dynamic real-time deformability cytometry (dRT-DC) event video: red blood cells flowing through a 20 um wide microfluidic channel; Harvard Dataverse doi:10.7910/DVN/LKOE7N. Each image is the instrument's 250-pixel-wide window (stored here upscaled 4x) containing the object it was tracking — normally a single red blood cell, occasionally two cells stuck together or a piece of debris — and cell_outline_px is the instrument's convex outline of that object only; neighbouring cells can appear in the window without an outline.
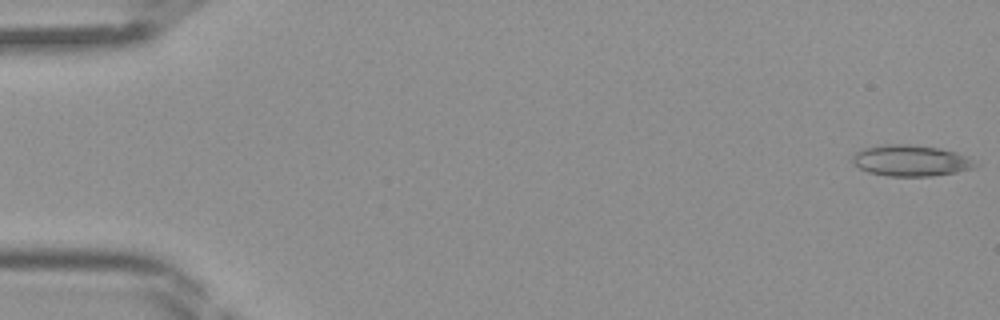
{"species": "Egyptian fruit bat (a non-hibernating species)", "species_latin": "Rousettus aegyptiacus", "temperature_condition": "room temperature", "stored_images_in_passage": 44, "camera_frame_rate_fps": 3000, "um_per_image_px": 0.085, "frame": {"image": 1, "passage_image": 1, "time_ms": 0.0, "image_size_px": [1000, 320], "cell_outline_px": [[980, 164], [976, 168], [956, 172], [932, 176], [888, 176], [868, 172], [860, 168], [852, 160], [852, 156], [856, 152], [864, 148], [884, 144], [912, 144], [940, 148], [956, 152]], "centroid_in_image_um": [77.44, 13.65], "position_along_channel_um": 7.6, "area_um2": 22.31}}
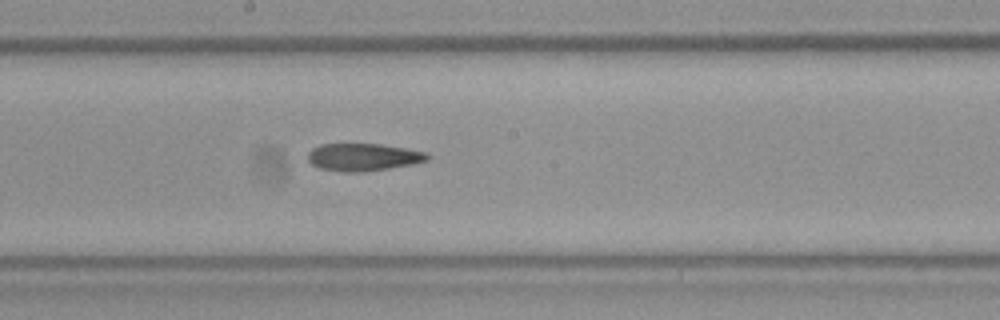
{"frame": {"image": 2, "passage_image": 24, "time_ms": 7.667, "image_size_px": [1000, 320], "cell_outline_px": [[432, 156], [428, 160], [412, 164], [388, 168], [360, 172], [340, 172], [320, 168], [312, 164], [308, 160], [308, 152], [312, 148], [320, 144], [380, 144], [428, 152]], "centroid_in_image_um": [30.88, 13.35], "position_along_channel_um": 217.3, "area_um2": 19.19}}
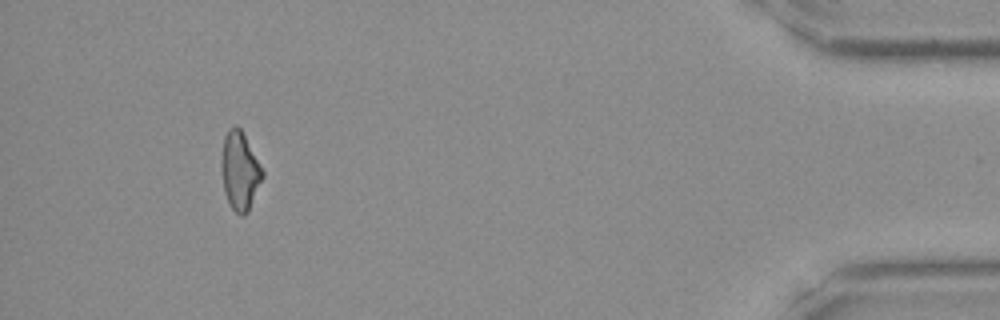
{"frame": {"image": 3, "passage_image": 41, "time_ms": 13.333, "image_size_px": [1000, 320], "cell_outline_px": [[264, 176], [248, 212], [244, 216], [240, 216], [228, 204], [224, 192], [220, 164], [220, 160], [224, 136], [228, 128], [236, 124], [240, 128], [264, 172]], "centroid_in_image_um": [20.36, 14.54], "position_along_channel_um": 414.8, "area_um2": 18.9}}